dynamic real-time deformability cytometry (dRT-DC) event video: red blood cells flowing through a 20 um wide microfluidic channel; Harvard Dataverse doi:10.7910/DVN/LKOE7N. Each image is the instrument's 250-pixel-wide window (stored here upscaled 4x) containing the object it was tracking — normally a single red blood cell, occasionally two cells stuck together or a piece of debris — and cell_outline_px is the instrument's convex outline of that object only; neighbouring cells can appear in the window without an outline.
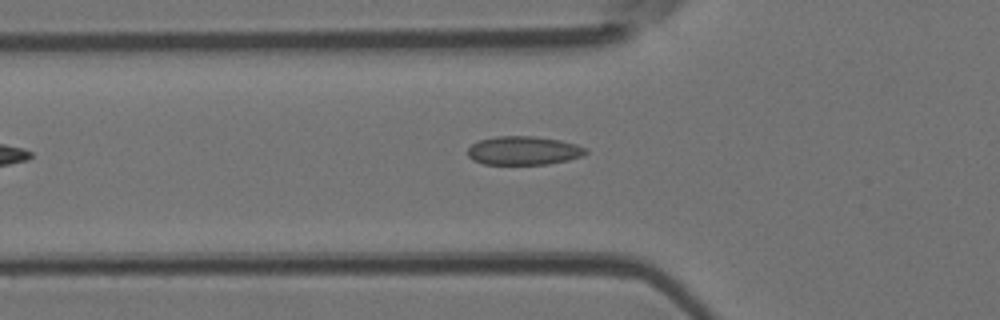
{"species": "Egyptian fruit bat (a non-hibernating species)", "species_latin": "Rousettus aegyptiacus", "temperature_condition": "room temperature", "stored_images_in_passage": 4, "camera_frame_rate_fps": 3000, "um_per_image_px": 0.085, "animal": {"sex": "female"}, "frame": {"image": 1, "passage_image": 4, "time_ms": 1.0, "image_size_px": [1000, 320], "cell_outline_px": [[588, 152], [584, 156], [568, 160], [548, 164], [484, 164], [472, 160], [468, 156], [468, 148], [472, 144], [480, 140], [496, 136], [536, 136], [560, 140], [576, 144], [588, 148]], "centroid_in_image_um": [44.54, 12.8], "position_along_channel_um": 81.3, "area_um2": 19.88}}